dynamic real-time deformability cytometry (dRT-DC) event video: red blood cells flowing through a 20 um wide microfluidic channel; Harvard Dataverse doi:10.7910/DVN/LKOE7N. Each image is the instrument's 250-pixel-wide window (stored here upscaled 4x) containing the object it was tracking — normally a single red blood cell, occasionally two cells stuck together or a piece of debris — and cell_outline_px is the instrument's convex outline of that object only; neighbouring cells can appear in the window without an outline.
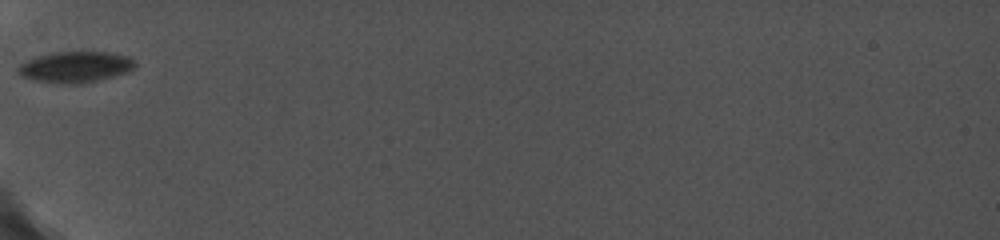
{"species": "common noctule bat (a hibernating species)", "species_latin": "Nyctalus noctula", "temperature_condition": "cold", "stored_images_in_passage": 5, "camera_frame_rate_fps": 5000, "um_per_image_px": 0.085, "animal": {"sex": "female", "body_mass_g": 19.0, "forearm_length_mm": 56.7}, "frame": {"image": 1, "passage_image": 1, "time_ms": 0.0, "image_size_px": [1000, 240], "cell_outline_px": [[136, 64], [132, 68], [124, 72], [112, 76], [96, 80], [76, 84], [64, 84], [36, 80], [24, 76], [16, 68], [20, 64], [28, 60], [52, 52], [108, 52], [128, 56], [136, 60]], "centroid_in_image_um": [6.43, 5.68], "position_along_channel_um": 78.6, "area_um2": 20.63}}